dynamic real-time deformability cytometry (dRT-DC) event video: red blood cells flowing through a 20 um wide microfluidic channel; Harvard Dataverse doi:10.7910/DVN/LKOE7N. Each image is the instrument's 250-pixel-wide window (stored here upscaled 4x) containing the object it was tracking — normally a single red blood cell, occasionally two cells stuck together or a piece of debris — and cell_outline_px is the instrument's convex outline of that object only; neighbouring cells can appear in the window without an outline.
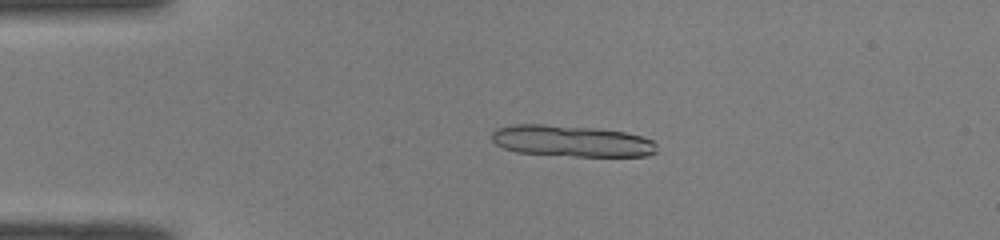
{"species": "common noctule bat (a hibernating species)", "species_latin": "Nyctalus noctula", "temperature_condition": "room temperature", "stored_images_in_passage": 34, "segment_of_instrument_passage": [1, 2], "camera_frame_rate_fps": 3000, "um_per_image_px": 0.085, "animal": {"sex": "male", "body_mass_g": 19.0, "forearm_length_mm": 50.8}, "frame": {"image": 1, "passage_image": 10, "time_ms": 3.0, "image_size_px": [1000, 240], "cell_outline_px": [[656, 152], [648, 156], [576, 156], [516, 152], [504, 148], [496, 144], [492, 140], [492, 132], [496, 128], [512, 124], [544, 124], [596, 128], [624, 132], [640, 136], [652, 140], [656, 144]], "centroid_in_image_um": [48.56, 11.98], "position_along_channel_um": 36.4, "area_um2": 30.17}}